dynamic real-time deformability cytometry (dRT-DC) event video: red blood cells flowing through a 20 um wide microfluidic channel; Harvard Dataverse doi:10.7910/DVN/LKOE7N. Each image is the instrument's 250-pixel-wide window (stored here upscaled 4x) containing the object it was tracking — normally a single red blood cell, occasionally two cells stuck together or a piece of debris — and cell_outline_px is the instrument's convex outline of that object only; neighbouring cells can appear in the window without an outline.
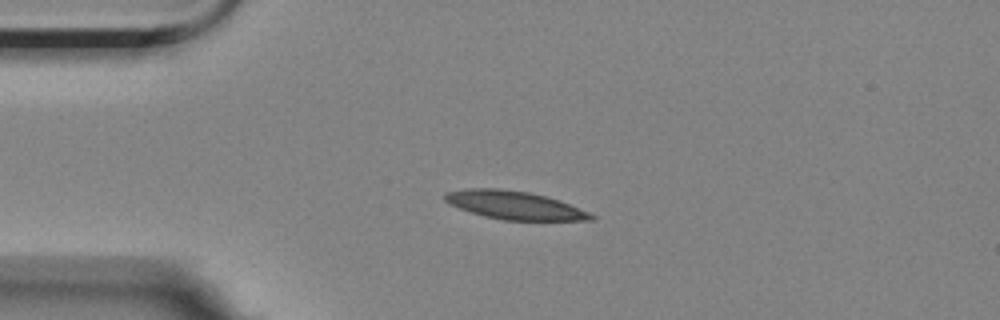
{"species": "Egyptian fruit bat (a non-hibernating species)", "species_latin": "Rousettus aegyptiacus", "temperature_condition": "room temperature", "stored_images_in_passage": 3, "camera_frame_rate_fps": 3000, "um_per_image_px": 0.085, "animal": {"sex": "female"}, "frame": {"image": 1, "passage_image": 2, "time_ms": 2.0, "image_size_px": [1000, 320], "cell_outline_px": [[596, 216], [592, 220], [504, 220], [484, 216], [448, 204], [444, 200], [444, 192], [468, 188], [500, 188], [528, 192], [560, 200], [588, 212]], "centroid_in_image_um": [43.69, 17.43], "position_along_channel_um": 41.3, "area_um2": 23.93}}